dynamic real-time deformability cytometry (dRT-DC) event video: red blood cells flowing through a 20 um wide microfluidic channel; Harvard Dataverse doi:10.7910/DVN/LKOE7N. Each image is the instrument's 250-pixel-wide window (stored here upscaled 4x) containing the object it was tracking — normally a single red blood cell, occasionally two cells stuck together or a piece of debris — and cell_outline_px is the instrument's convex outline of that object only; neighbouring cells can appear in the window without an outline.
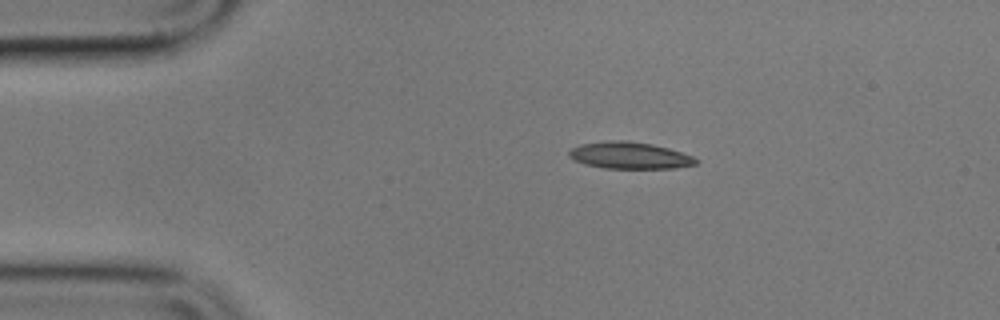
{"species": "common noctule bat (a hibernating species)", "species_latin": "Nyctalus noctula", "temperature_condition": "cold", "stored_images_in_passage": 2, "camera_frame_rate_fps": 3000, "um_per_image_px": 0.085, "animal": {"sex": "male", "body_mass_g": 17.9}, "frame": {"image": 1, "passage_image": 1, "time_ms": 0.0, "image_size_px": [1000, 320], "cell_outline_px": [[700, 160], [696, 164], [676, 168], [604, 168], [584, 164], [572, 160], [568, 156], [568, 152], [572, 148], [580, 144], [604, 140], [628, 140], [652, 144], [668, 148], [692, 156]], "centroid_in_image_um": [53.48, 13.2], "position_along_channel_um": 31.5, "area_um2": 20.0}}